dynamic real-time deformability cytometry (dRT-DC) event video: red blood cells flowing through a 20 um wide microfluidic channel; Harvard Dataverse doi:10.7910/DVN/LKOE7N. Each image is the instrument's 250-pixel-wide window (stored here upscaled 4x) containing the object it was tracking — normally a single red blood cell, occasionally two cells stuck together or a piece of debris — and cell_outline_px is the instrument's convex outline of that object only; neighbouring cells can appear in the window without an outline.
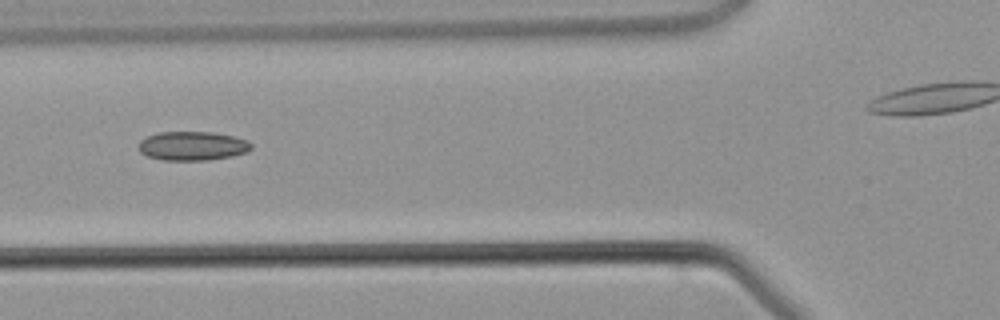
{"species": "common noctule bat (a hibernating species)", "species_latin": "Nyctalus noctula", "temperature_condition": "warm", "stored_images_in_passage": 4, "segment_of_instrument_passage": [1, 2], "camera_frame_rate_fps": 3000, "um_per_image_px": 0.085, "animal": {"sex": "male", "body_mass_g": 21.5, "forearm_length_mm": 52.0}, "frame": {"image": 1, "passage_image": 3, "time_ms": 2.333, "image_size_px": [1000, 320], "cell_outline_px": [[252, 148], [244, 152], [232, 156], [208, 160], [164, 160], [148, 156], [140, 152], [140, 140], [148, 136], [160, 132], [212, 132], [232, 136], [248, 140], [252, 144]], "centroid_in_image_um": [16.37, 12.4], "position_along_channel_um": 109.4, "area_um2": 18.84}}